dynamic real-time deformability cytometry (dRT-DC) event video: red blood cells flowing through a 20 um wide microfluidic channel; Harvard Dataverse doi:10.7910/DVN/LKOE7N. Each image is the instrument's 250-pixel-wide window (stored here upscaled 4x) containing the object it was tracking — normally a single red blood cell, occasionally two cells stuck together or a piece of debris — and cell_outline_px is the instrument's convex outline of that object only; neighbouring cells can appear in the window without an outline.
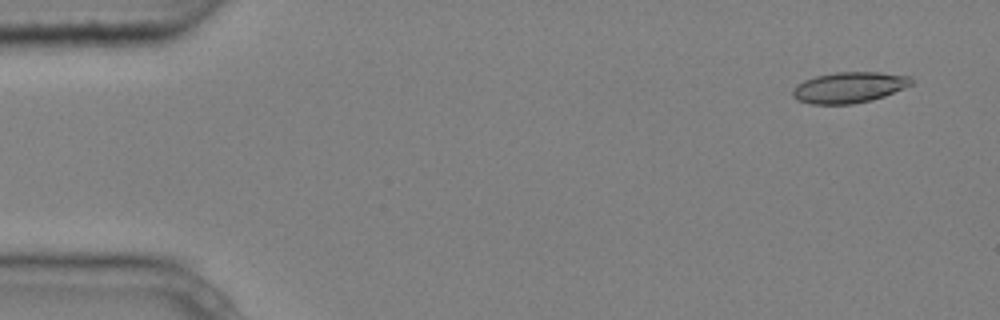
{"species": "common noctule bat (a hibernating species)", "species_latin": "Nyctalus noctula", "temperature_condition": "cold", "stored_images_in_passage": 5, "camera_frame_rate_fps": 3000, "um_per_image_px": 0.085, "animal": {"sex": "male", "body_mass_g": 20.4}, "frame": {"image": 1, "passage_image": 1, "time_ms": 0.0, "image_size_px": [1000, 320], "cell_outline_px": [[912, 84], [884, 96], [872, 100], [852, 104], [808, 104], [796, 100], [792, 96], [792, 88], [796, 84], [804, 80], [816, 76], [836, 72], [880, 72], [912, 76]], "centroid_in_image_um": [72.13, 7.43], "position_along_channel_um": 12.9, "area_um2": 21.5}}
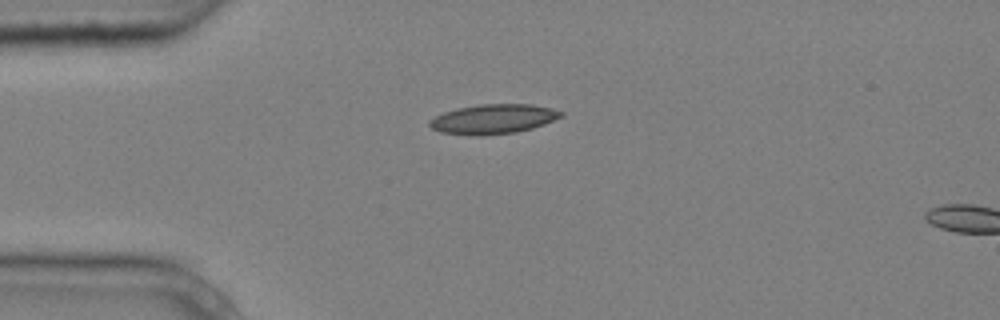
{"frame": {"image": 2, "passage_image": 4, "time_ms": 1.0, "image_size_px": [1000, 320], "cell_outline_px": [[564, 116], [544, 124], [532, 128], [516, 132], [484, 136], [468, 136], [440, 132], [432, 128], [428, 124], [428, 120], [444, 112], [456, 108], [480, 104], [532, 104], [552, 108], [564, 112]], "centroid_in_image_um": [41.92, 10.12], "position_along_channel_um": 43.1, "area_um2": 23.0}}